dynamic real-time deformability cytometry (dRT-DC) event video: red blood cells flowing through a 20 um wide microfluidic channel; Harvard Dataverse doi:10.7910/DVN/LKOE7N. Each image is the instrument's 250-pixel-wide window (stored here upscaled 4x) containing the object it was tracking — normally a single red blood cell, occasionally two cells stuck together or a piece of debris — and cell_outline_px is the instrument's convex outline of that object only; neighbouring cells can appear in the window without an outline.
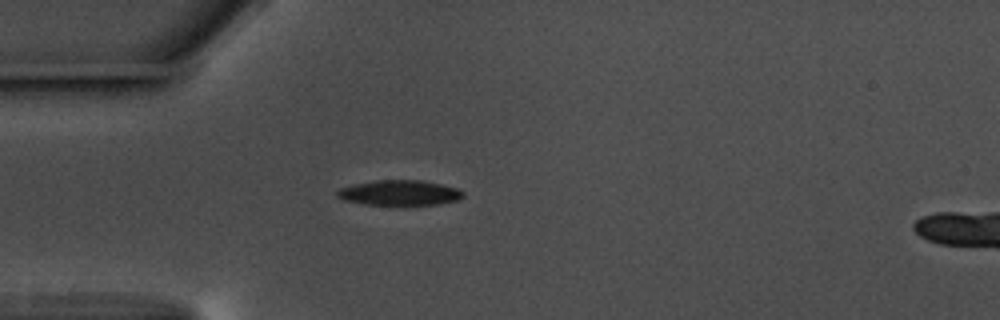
{"species": "common noctule bat (a hibernating species)", "species_latin": "Nyctalus noctula", "temperature_condition": "warm", "stored_images_in_passage": 42, "camera_frame_rate_fps": 3000, "um_per_image_px": 0.085, "animal": {"sex": "male", "body_mass_g": 17.5, "forearm_length_mm": 52.3}, "frame": {"image": 1, "passage_image": 1, "time_ms": 0.0, "image_size_px": [1000, 320], "cell_outline_px": [[464, 196], [456, 200], [436, 204], [364, 204], [344, 200], [336, 196], [336, 192], [340, 188], [356, 184], [376, 180], [420, 180], [440, 184], [456, 188], [464, 192]], "centroid_in_image_um": [33.94, 16.38], "position_along_channel_um": 51.1, "area_um2": 18.09}}
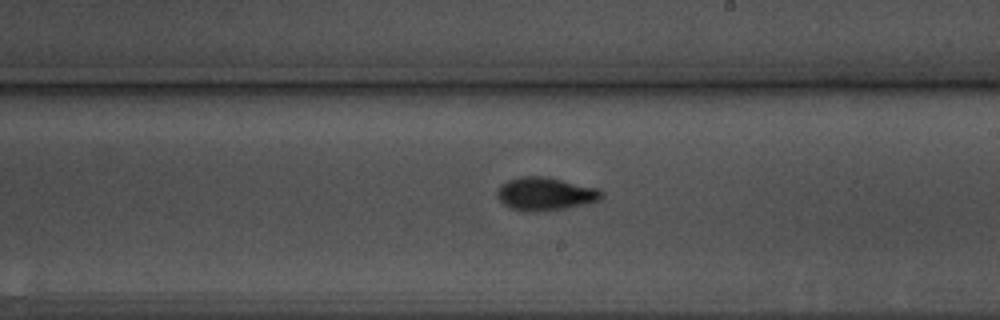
{"frame": {"image": 2, "passage_image": 18, "time_ms": 5.667, "image_size_px": [1000, 320], "cell_outline_px": [[604, 196], [600, 200], [564, 208], [532, 212], [508, 208], [496, 196], [496, 192], [500, 184], [508, 180], [520, 176], [548, 176], [600, 188], [604, 192]], "centroid_in_image_um": [46.35, 16.45], "position_along_channel_um": 242.6, "area_um2": 20.4}}
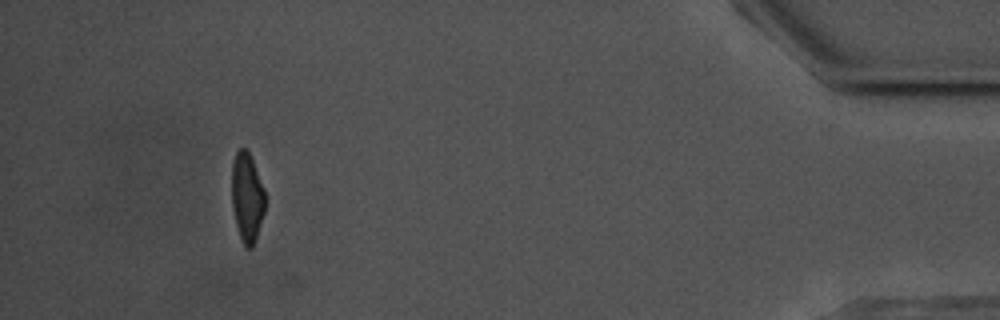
{"frame": {"image": 3, "passage_image": 38, "time_ms": 12.333, "image_size_px": [1000, 320], "cell_outline_px": [[264, 212], [252, 248], [244, 248], [236, 224], [232, 204], [232, 160], [236, 152], [240, 148], [248, 148], [252, 156], [264, 188]], "centroid_in_image_um": [20.99, 16.7], "position_along_channel_um": 414.2, "area_um2": 17.4}, "authors_computed_cell_mechanics": {"area_um2": 18.8139, "velocity_mm_per_s": 3.5644, "shape_relaxation_time_tau1_ms": 4.5362, "shape_relaxation_time_tau2_ms": 2.9978, "deformation_change_tau1": 0.1757, "deformation_change_tau2": 0.0949}}